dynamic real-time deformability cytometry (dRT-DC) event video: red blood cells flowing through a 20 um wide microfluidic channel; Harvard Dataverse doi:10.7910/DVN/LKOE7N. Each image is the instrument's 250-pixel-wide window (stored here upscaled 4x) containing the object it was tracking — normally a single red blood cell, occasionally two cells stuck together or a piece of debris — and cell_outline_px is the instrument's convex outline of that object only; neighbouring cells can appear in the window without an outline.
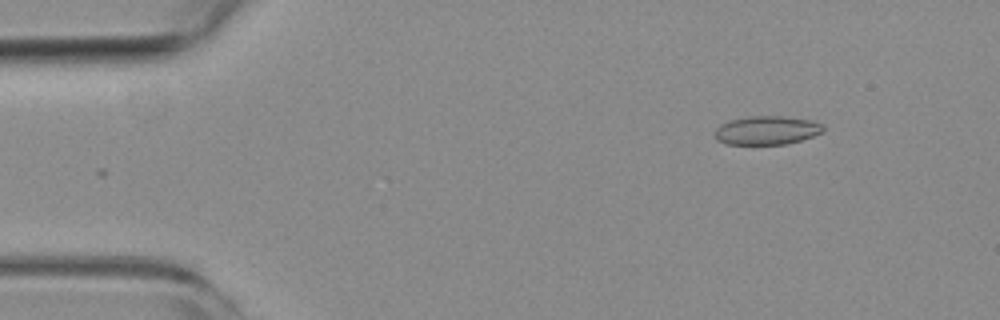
{"species": "common noctule bat (a hibernating species)", "species_latin": "Nyctalus noctula", "temperature_condition": "room temperature", "stored_images_in_passage": 11, "camera_frame_rate_fps": 3000, "um_per_image_px": 0.085, "animal": {"sex": "female", "body_mass_g": 19.3, "forearm_length_mm": 54.1}, "frame": {"image": 1, "passage_image": 1, "time_ms": 0.0, "image_size_px": [1000, 320], "cell_outline_px": [[824, 132], [788, 144], [728, 144], [716, 140], [716, 128], [720, 124], [732, 120], [748, 116], [784, 116], [812, 120], [820, 124], [824, 128]], "centroid_in_image_um": [65.19, 11.07], "position_along_channel_um": 19.8, "area_um2": 18.03}}
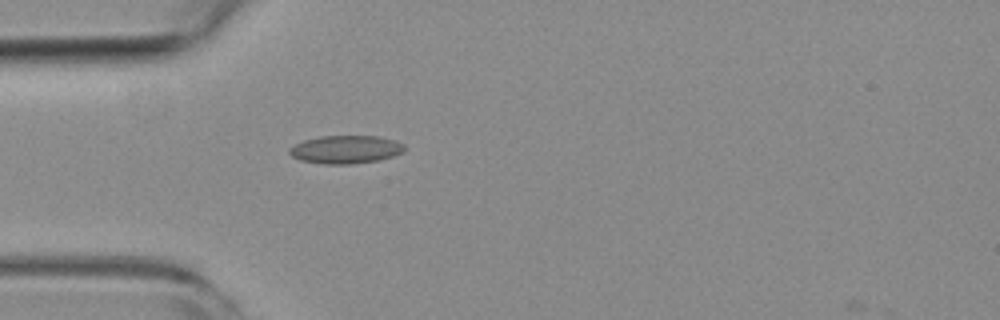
{"frame": {"image": 2, "passage_image": 10, "time_ms": 3.0, "image_size_px": [1000, 320], "cell_outline_px": [[404, 152], [392, 156], [376, 160], [352, 164], [324, 164], [300, 160], [292, 156], [288, 152], [288, 148], [304, 140], [320, 136], [380, 136], [404, 144]], "centroid_in_image_um": [29.36, 12.7], "position_along_channel_um": 55.6, "area_um2": 18.73}}